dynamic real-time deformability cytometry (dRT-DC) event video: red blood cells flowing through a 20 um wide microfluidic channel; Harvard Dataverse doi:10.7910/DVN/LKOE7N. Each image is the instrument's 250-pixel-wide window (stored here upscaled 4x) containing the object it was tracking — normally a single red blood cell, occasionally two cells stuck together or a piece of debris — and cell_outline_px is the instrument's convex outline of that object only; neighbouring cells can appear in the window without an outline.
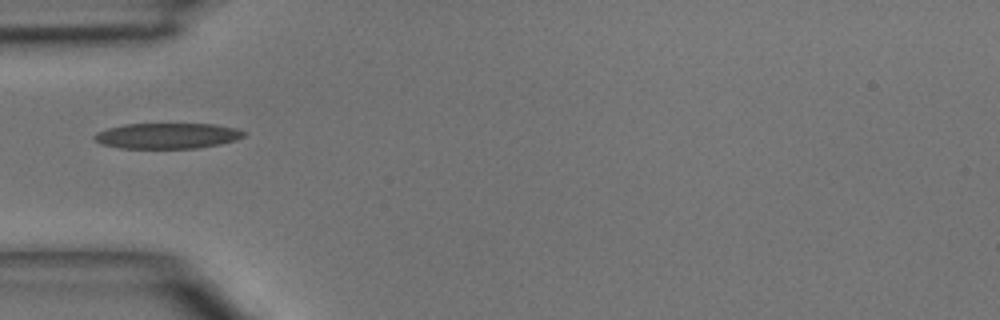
{"species": "common noctule bat (a hibernating species)", "species_latin": "Nyctalus noctula", "temperature_condition": "room temperature", "stored_images_in_passage": 1, "camera_frame_rate_fps": 3000, "um_per_image_px": 0.085, "animal": {"sex": "male", "body_mass_g": 15.6}, "frame": {"image": 1, "passage_image": 1, "time_ms": 0.0, "image_size_px": [1000, 320], "cell_outline_px": [[248, 132], [244, 136], [236, 140], [220, 144], [196, 148], [120, 148], [100, 144], [92, 136], [96, 132], [108, 128], [124, 124], [212, 124], [236, 128]], "centroid_in_image_um": [14.22, 11.54], "position_along_channel_um": 70.8, "area_um2": 22.37}}